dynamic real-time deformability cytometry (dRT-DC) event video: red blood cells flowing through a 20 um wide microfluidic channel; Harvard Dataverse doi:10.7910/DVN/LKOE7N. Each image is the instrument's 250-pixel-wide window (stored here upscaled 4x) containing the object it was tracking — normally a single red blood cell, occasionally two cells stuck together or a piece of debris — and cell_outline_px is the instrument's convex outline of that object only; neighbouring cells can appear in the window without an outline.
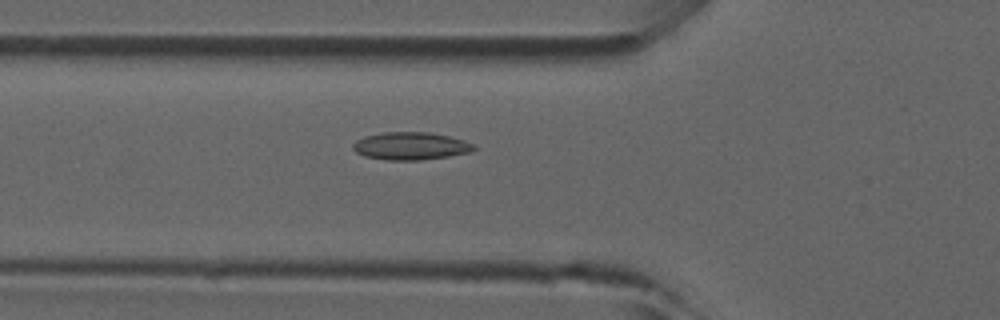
{"species": "common noctule bat (a hibernating species)", "species_latin": "Nyctalus noctula", "temperature_condition": "room temperature", "stored_images_in_passage": 29, "camera_frame_rate_fps": 3000, "um_per_image_px": 0.085, "animal": {"sex": "male", "forearm_length_mm": 52.5}, "frame": {"image": 1, "passage_image": 13, "time_ms": 4.0, "image_size_px": [1000, 320], "cell_outline_px": [[476, 148], [468, 152], [448, 156], [420, 160], [388, 160], [364, 156], [356, 152], [352, 148], [352, 144], [356, 140], [364, 136], [384, 132], [428, 132], [448, 136], [464, 140], [472, 144]], "centroid_in_image_um": [34.85, 12.4], "position_along_channel_um": 90.9, "area_um2": 19.36}}
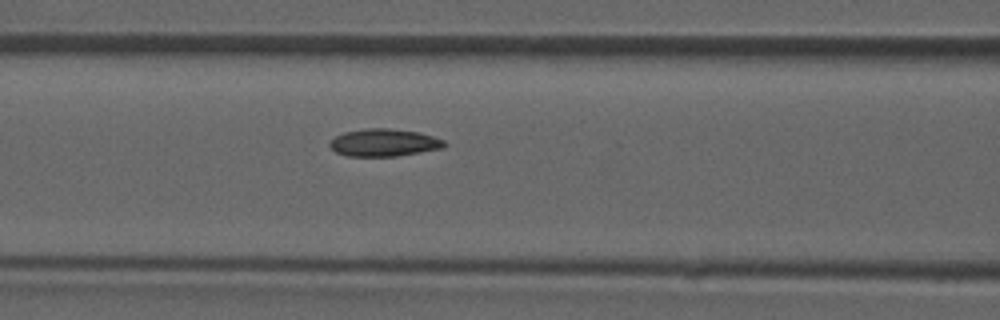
{"frame": {"image": 2, "passage_image": 16, "time_ms": 5.0, "image_size_px": [1000, 320], "cell_outline_px": [[448, 144], [444, 148], [396, 156], [348, 156], [336, 152], [328, 144], [336, 136], [344, 132], [368, 128], [388, 128], [420, 132], [444, 140]], "centroid_in_image_um": [32.67, 12.12], "position_along_channel_um": 133.9, "area_um2": 18.32}}